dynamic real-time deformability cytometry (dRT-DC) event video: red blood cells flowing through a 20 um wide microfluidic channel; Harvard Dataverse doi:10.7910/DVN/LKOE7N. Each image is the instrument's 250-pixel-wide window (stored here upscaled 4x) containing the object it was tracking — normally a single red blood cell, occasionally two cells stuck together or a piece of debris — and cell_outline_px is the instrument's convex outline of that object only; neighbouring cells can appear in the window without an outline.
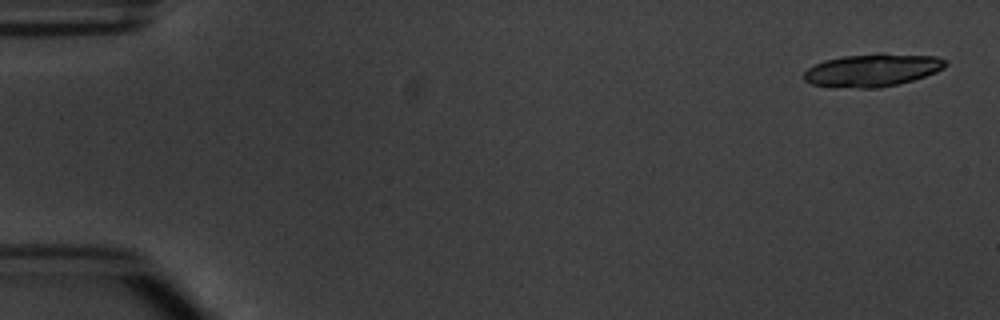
{"species": "common noctule bat (a hibernating species)", "species_latin": "Nyctalus noctula", "temperature_condition": "warm", "stored_images_in_passage": 5, "camera_frame_rate_fps": 3000, "um_per_image_px": 0.085, "animal": {"sex": "male", "body_mass_g": 20.1, "forearm_length_mm": 53.5}, "frame": {"image": 1, "passage_image": 1, "time_ms": 0.0, "image_size_px": [1000, 320], "cell_outline_px": [[948, 64], [944, 68], [936, 72], [912, 80], [880, 88], [856, 88], [812, 84], [804, 80], [804, 72], [808, 68], [824, 60], [844, 56], [880, 52], [884, 52], [936, 56], [944, 60]], "centroid_in_image_um": [74.18, 5.94], "position_along_channel_um": 10.8, "area_um2": 27.11}}